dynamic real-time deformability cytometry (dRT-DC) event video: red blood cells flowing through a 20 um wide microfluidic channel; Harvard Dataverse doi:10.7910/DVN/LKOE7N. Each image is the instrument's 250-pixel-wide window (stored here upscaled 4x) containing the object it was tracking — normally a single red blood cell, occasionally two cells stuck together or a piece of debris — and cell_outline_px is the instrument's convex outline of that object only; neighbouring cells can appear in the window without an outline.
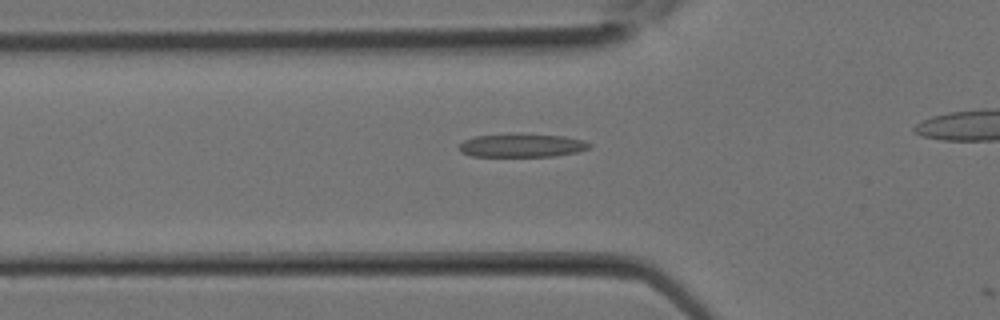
{"species": "Egyptian fruit bat (a non-hibernating species)", "species_latin": "Rousettus aegyptiacus", "temperature_condition": "room temperature", "stored_images_in_passage": 6, "camera_frame_rate_fps": 3000, "um_per_image_px": 0.085, "animal": {"sex": "female"}, "frame": {"image": 1, "passage_image": 5, "time_ms": 1.333, "image_size_px": [1000, 320], "cell_outline_px": [[592, 148], [576, 152], [556, 156], [472, 156], [460, 152], [460, 144], [464, 140], [476, 136], [516, 132], [520, 132], [564, 136], [584, 140], [592, 144]], "centroid_in_image_um": [44.4, 12.33], "position_along_channel_um": 81.4, "area_um2": 18.26}}